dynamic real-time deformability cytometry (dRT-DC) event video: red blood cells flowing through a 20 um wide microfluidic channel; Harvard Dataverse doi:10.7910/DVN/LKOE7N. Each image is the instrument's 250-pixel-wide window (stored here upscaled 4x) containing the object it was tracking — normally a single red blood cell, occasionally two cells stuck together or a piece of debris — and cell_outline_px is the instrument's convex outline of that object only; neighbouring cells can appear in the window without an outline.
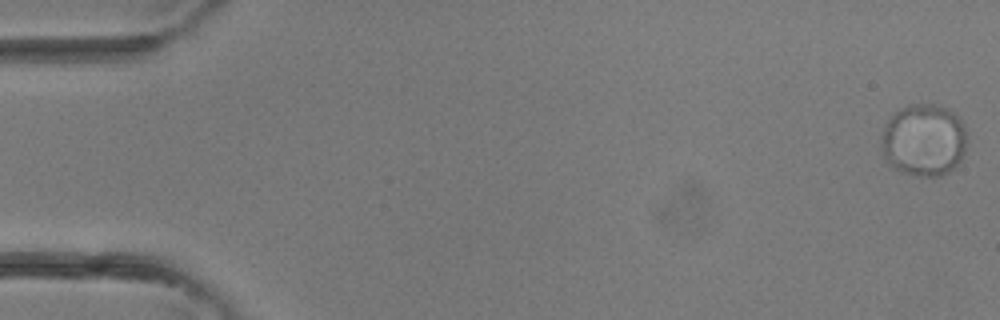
{"species": "common noctule bat (a hibernating species)", "species_latin": "Nyctalus noctula", "temperature_condition": "room temperature", "stored_images_in_passage": 4, "camera_frame_rate_fps": 3000, "um_per_image_px": 0.085, "animal": {"sex": "female"}, "frame": {"image": 1, "passage_image": 4, "time_ms": 1.0, "image_size_px": [1000, 320], "cell_outline_px": [[964, 152], [960, 160], [948, 172], [940, 176], [916, 176], [904, 172], [888, 164], [884, 160], [880, 140], [884, 128], [888, 120], [900, 108], [908, 104], [932, 104], [948, 108], [960, 116], [964, 124]], "centroid_in_image_um": [78.5, 11.89], "position_along_channel_um": 6.5, "area_um2": 36.07}}